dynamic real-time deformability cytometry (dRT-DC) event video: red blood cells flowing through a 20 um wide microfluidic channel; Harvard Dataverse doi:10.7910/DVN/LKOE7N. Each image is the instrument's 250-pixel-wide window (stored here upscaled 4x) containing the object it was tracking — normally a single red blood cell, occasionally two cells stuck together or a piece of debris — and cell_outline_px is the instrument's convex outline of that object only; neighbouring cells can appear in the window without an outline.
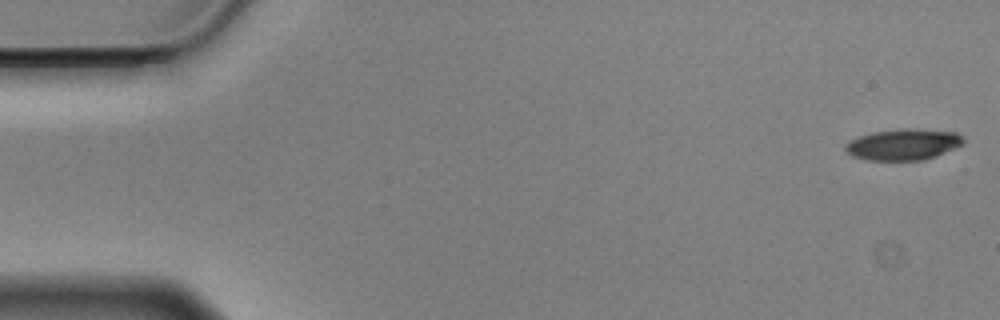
{"species": "Egyptian fruit bat (a non-hibernating species)", "species_latin": "Rousettus aegyptiacus", "temperature_condition": "cold", "stored_images_in_passage": 50, "camera_frame_rate_fps": 3000, "um_per_image_px": 0.085, "animal": {"sex": "male"}, "frame": {"image": 1, "passage_image": 1, "time_ms": 0.0, "image_size_px": [1000, 320], "cell_outline_px": [[964, 144], [924, 160], [868, 160], [852, 156], [844, 148], [852, 140], [860, 136], [872, 132], [904, 128], [916, 128], [956, 132], [964, 140]], "centroid_in_image_um": [76.8, 12.27], "position_along_channel_um": 8.2, "area_um2": 21.21}}
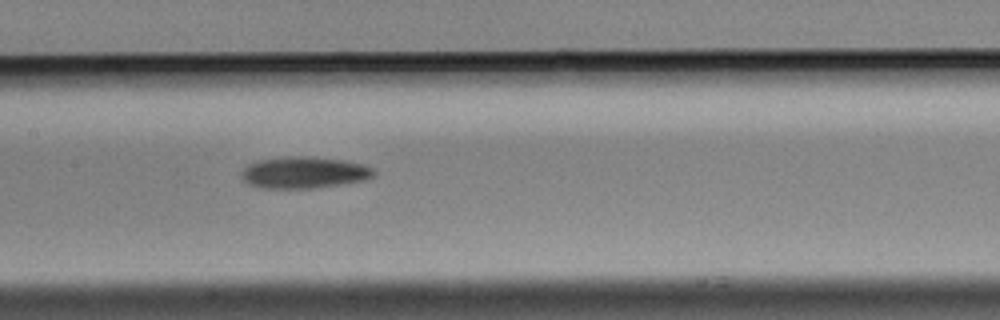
{"frame": {"image": 2, "passage_image": 27, "time_ms": 8.667, "image_size_px": [1000, 320], "cell_outline_px": [[376, 176], [368, 180], [312, 188], [260, 188], [248, 184], [240, 176], [240, 172], [248, 164], [256, 160], [284, 156], [308, 156], [344, 160], [364, 164], [372, 168], [376, 172]], "centroid_in_image_um": [25.84, 14.65], "position_along_channel_um": 181.6, "area_um2": 24.8}}
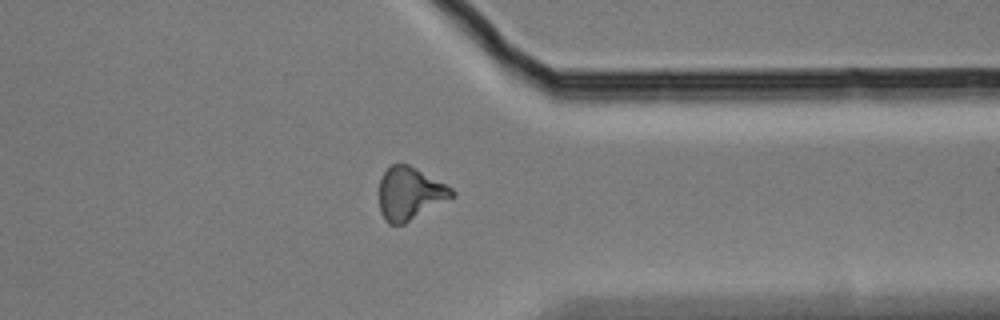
{"frame": {"image": 3, "passage_image": 44, "time_ms": 14.333, "image_size_px": [1000, 320], "cell_outline_px": [[456, 196], [404, 224], [388, 224], [384, 220], [380, 212], [380, 180], [384, 172], [392, 164], [408, 164], [416, 168], [452, 188], [456, 192]], "centroid_in_image_um": [34.85, 16.47], "position_along_channel_um": 376.6, "area_um2": 22.31}}